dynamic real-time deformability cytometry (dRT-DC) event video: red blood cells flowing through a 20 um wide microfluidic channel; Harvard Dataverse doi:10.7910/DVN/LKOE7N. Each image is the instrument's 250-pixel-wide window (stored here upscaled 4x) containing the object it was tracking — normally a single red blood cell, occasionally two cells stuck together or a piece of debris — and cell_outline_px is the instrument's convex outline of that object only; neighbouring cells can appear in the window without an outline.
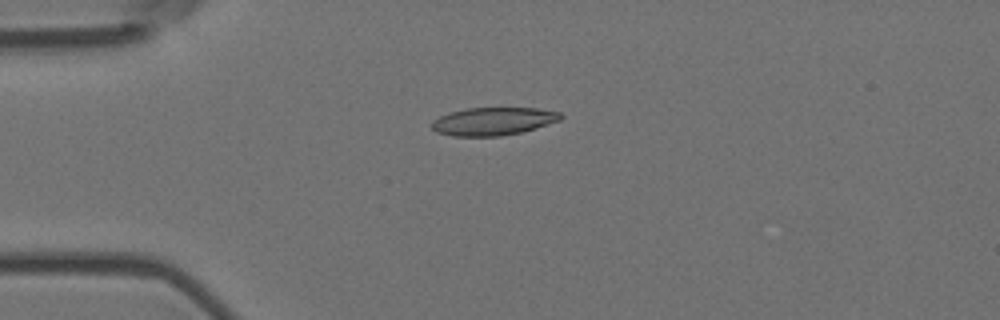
{"species": "Egyptian fruit bat (a non-hibernating species)", "species_latin": "Rousettus aegyptiacus", "temperature_condition": "room temperature", "stored_images_in_passage": 5, "camera_frame_rate_fps": 3000, "um_per_image_px": 0.085, "animal": {"sex": "female"}, "frame": {"image": 1, "passage_image": 3, "time_ms": 0.667, "image_size_px": [1000, 320], "cell_outline_px": [[564, 116], [560, 120], [548, 124], [520, 132], [500, 136], [452, 136], [436, 132], [432, 128], [432, 120], [448, 112], [468, 108], [536, 108], [560, 112]], "centroid_in_image_um": [41.9, 10.3], "position_along_channel_um": 43.1, "area_um2": 20.92}}
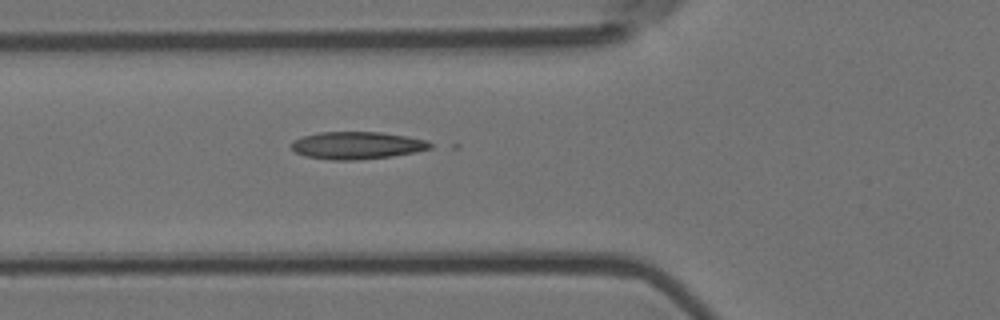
{"frame": {"image": 2, "passage_image": 5, "time_ms": 1.333, "image_size_px": [1000, 320], "cell_outline_px": [[436, 144], [432, 148], [392, 156], [360, 160], [332, 160], [304, 156], [296, 152], [292, 148], [292, 140], [304, 136], [320, 132], [380, 132], [408, 136], [428, 140]], "centroid_in_image_um": [30.38, 12.36], "position_along_channel_um": 95.4, "area_um2": 22.31}}